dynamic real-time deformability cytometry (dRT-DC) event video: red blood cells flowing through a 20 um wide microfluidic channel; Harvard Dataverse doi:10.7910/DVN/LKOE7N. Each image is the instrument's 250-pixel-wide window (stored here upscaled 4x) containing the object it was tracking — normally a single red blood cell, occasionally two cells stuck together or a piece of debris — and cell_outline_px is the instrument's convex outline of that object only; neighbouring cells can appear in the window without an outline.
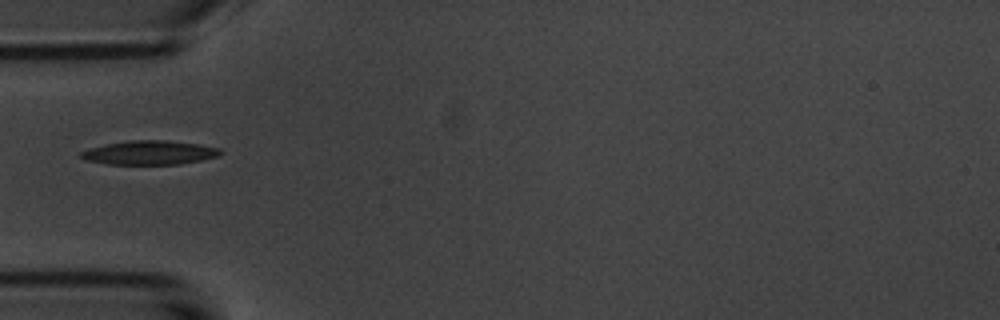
{"species": "common noctule bat (a hibernating species)", "species_latin": "Nyctalus noctula", "temperature_condition": "room temperature", "stored_images_in_passage": 4, "camera_frame_rate_fps": 3000, "um_per_image_px": 0.085, "animal": {"sex": "male", "body_mass_g": 20.1, "forearm_length_mm": 53.5}, "frame": {"image": 1, "passage_image": 1, "time_ms": 0.0, "image_size_px": [1000, 320], "cell_outline_px": [[224, 152], [216, 156], [200, 160], [180, 164], [108, 164], [88, 160], [80, 156], [80, 152], [92, 148], [108, 144], [128, 140], [168, 140], [200, 144], [220, 148]], "centroid_in_image_um": [12.77, 12.97], "position_along_channel_um": 72.2, "area_um2": 19.31}}
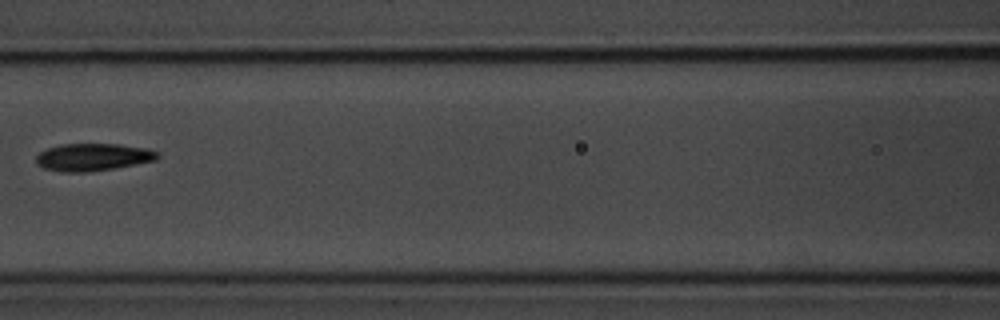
{"frame": {"image": 2, "passage_image": 3, "time_ms": 2.333, "image_size_px": [1000, 320], "cell_outline_px": [[160, 156], [156, 160], [116, 168], [88, 172], [60, 172], [44, 168], [36, 164], [36, 156], [40, 152], [48, 148], [60, 144], [120, 144], [148, 148], [160, 152]], "centroid_in_image_um": [7.93, 13.35], "position_along_channel_um": 158.7, "area_um2": 19.65}}
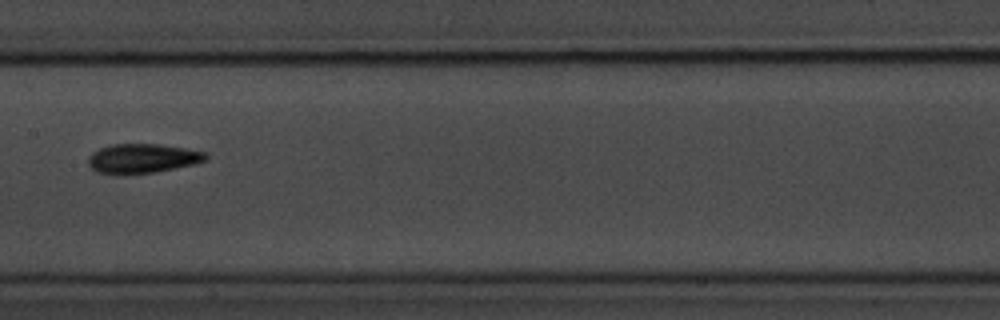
{"frame": {"image": 3, "passage_image": 4, "time_ms": 3.333, "image_size_px": [1000, 320], "cell_outline_px": [[208, 156], [204, 160], [196, 164], [152, 172], [116, 176], [96, 172], [88, 164], [88, 156], [92, 152], [100, 148], [112, 144], [156, 144], [184, 148], [204, 152]], "centroid_in_image_um": [12.03, 13.49], "position_along_channel_um": 195.4, "area_um2": 20.23}}